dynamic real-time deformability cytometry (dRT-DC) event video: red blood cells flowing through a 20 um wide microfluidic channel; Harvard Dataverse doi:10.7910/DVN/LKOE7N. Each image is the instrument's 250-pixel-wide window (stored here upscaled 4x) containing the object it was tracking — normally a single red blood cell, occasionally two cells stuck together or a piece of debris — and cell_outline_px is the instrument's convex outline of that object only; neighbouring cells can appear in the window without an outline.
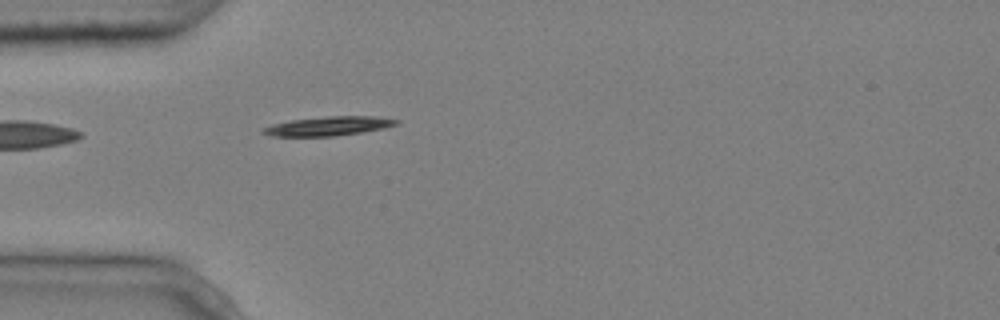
{"species": "common noctule bat (a hibernating species)", "species_latin": "Nyctalus noctula", "temperature_condition": "cold", "stored_images_in_passage": 1, "camera_frame_rate_fps": 3000, "um_per_image_px": 0.085, "animal": {"sex": "male", "body_mass_g": 20.4}, "frame": {"image": 1, "passage_image": 1, "time_ms": 0.0, "image_size_px": [1000, 320], "cell_outline_px": [[400, 124], [384, 128], [360, 132], [332, 136], [272, 136], [260, 132], [264, 128], [272, 124], [292, 120], [328, 116], [372, 116], [400, 120]], "centroid_in_image_um": [27.94, 10.71], "position_along_channel_um": 57.1, "area_um2": 14.68}}